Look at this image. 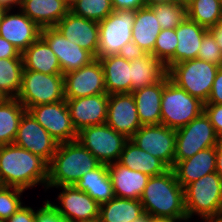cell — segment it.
I'll return each instance as SVG.
<instances>
[{"instance_id": "33", "label": "cell", "mask_w": 222, "mask_h": 222, "mask_svg": "<svg viewBox=\"0 0 222 222\" xmlns=\"http://www.w3.org/2000/svg\"><path fill=\"white\" fill-rule=\"evenodd\" d=\"M25 111L26 108L17 98H4L0 101V146L13 144Z\"/></svg>"}, {"instance_id": "10", "label": "cell", "mask_w": 222, "mask_h": 222, "mask_svg": "<svg viewBox=\"0 0 222 222\" xmlns=\"http://www.w3.org/2000/svg\"><path fill=\"white\" fill-rule=\"evenodd\" d=\"M76 140L89 150L101 164L108 165L118 162L128 139L105 123L81 129L77 132Z\"/></svg>"}, {"instance_id": "17", "label": "cell", "mask_w": 222, "mask_h": 222, "mask_svg": "<svg viewBox=\"0 0 222 222\" xmlns=\"http://www.w3.org/2000/svg\"><path fill=\"white\" fill-rule=\"evenodd\" d=\"M65 100L72 124L77 132L86 127L106 123L109 103L108 94H96Z\"/></svg>"}, {"instance_id": "51", "label": "cell", "mask_w": 222, "mask_h": 222, "mask_svg": "<svg viewBox=\"0 0 222 222\" xmlns=\"http://www.w3.org/2000/svg\"><path fill=\"white\" fill-rule=\"evenodd\" d=\"M21 0H0V4L4 5L7 9H12V6H20Z\"/></svg>"}, {"instance_id": "2", "label": "cell", "mask_w": 222, "mask_h": 222, "mask_svg": "<svg viewBox=\"0 0 222 222\" xmlns=\"http://www.w3.org/2000/svg\"><path fill=\"white\" fill-rule=\"evenodd\" d=\"M144 212L151 217L175 221L187 220L184 188L176 179L173 169L151 176L140 197Z\"/></svg>"}, {"instance_id": "34", "label": "cell", "mask_w": 222, "mask_h": 222, "mask_svg": "<svg viewBox=\"0 0 222 222\" xmlns=\"http://www.w3.org/2000/svg\"><path fill=\"white\" fill-rule=\"evenodd\" d=\"M187 18L209 29L220 23L222 0H187Z\"/></svg>"}, {"instance_id": "29", "label": "cell", "mask_w": 222, "mask_h": 222, "mask_svg": "<svg viewBox=\"0 0 222 222\" xmlns=\"http://www.w3.org/2000/svg\"><path fill=\"white\" fill-rule=\"evenodd\" d=\"M74 186L86 192L100 205L115 197L107 164H100L94 170L82 175Z\"/></svg>"}, {"instance_id": "41", "label": "cell", "mask_w": 222, "mask_h": 222, "mask_svg": "<svg viewBox=\"0 0 222 222\" xmlns=\"http://www.w3.org/2000/svg\"><path fill=\"white\" fill-rule=\"evenodd\" d=\"M204 113L209 118L216 135L222 141V104L205 103Z\"/></svg>"}, {"instance_id": "8", "label": "cell", "mask_w": 222, "mask_h": 222, "mask_svg": "<svg viewBox=\"0 0 222 222\" xmlns=\"http://www.w3.org/2000/svg\"><path fill=\"white\" fill-rule=\"evenodd\" d=\"M221 139L203 112L190 123L176 130L174 165L209 147H217Z\"/></svg>"}, {"instance_id": "32", "label": "cell", "mask_w": 222, "mask_h": 222, "mask_svg": "<svg viewBox=\"0 0 222 222\" xmlns=\"http://www.w3.org/2000/svg\"><path fill=\"white\" fill-rule=\"evenodd\" d=\"M140 200L114 197L100 205V222H131L144 214Z\"/></svg>"}, {"instance_id": "1", "label": "cell", "mask_w": 222, "mask_h": 222, "mask_svg": "<svg viewBox=\"0 0 222 222\" xmlns=\"http://www.w3.org/2000/svg\"><path fill=\"white\" fill-rule=\"evenodd\" d=\"M0 181L3 186H13L24 190L39 183L46 187L48 163L14 143L1 145Z\"/></svg>"}, {"instance_id": "23", "label": "cell", "mask_w": 222, "mask_h": 222, "mask_svg": "<svg viewBox=\"0 0 222 222\" xmlns=\"http://www.w3.org/2000/svg\"><path fill=\"white\" fill-rule=\"evenodd\" d=\"M108 171L116 197L140 200L150 176L131 170L118 162L108 164Z\"/></svg>"}, {"instance_id": "28", "label": "cell", "mask_w": 222, "mask_h": 222, "mask_svg": "<svg viewBox=\"0 0 222 222\" xmlns=\"http://www.w3.org/2000/svg\"><path fill=\"white\" fill-rule=\"evenodd\" d=\"M21 56L24 70L44 74H62L58 58L41 37L24 50Z\"/></svg>"}, {"instance_id": "20", "label": "cell", "mask_w": 222, "mask_h": 222, "mask_svg": "<svg viewBox=\"0 0 222 222\" xmlns=\"http://www.w3.org/2000/svg\"><path fill=\"white\" fill-rule=\"evenodd\" d=\"M9 13L10 9L5 12L0 22V36L22 53L40 37L41 28L21 10L17 14Z\"/></svg>"}, {"instance_id": "50", "label": "cell", "mask_w": 222, "mask_h": 222, "mask_svg": "<svg viewBox=\"0 0 222 222\" xmlns=\"http://www.w3.org/2000/svg\"><path fill=\"white\" fill-rule=\"evenodd\" d=\"M146 6H153L157 4H165L172 2H184L183 0H144Z\"/></svg>"}, {"instance_id": "43", "label": "cell", "mask_w": 222, "mask_h": 222, "mask_svg": "<svg viewBox=\"0 0 222 222\" xmlns=\"http://www.w3.org/2000/svg\"><path fill=\"white\" fill-rule=\"evenodd\" d=\"M147 54V52L136 45L133 41L126 43L118 52V56L130 62L135 58L144 57Z\"/></svg>"}, {"instance_id": "27", "label": "cell", "mask_w": 222, "mask_h": 222, "mask_svg": "<svg viewBox=\"0 0 222 222\" xmlns=\"http://www.w3.org/2000/svg\"><path fill=\"white\" fill-rule=\"evenodd\" d=\"M175 32L178 39L175 50V64L197 58L202 38L208 32V29L186 17L175 28Z\"/></svg>"}, {"instance_id": "53", "label": "cell", "mask_w": 222, "mask_h": 222, "mask_svg": "<svg viewBox=\"0 0 222 222\" xmlns=\"http://www.w3.org/2000/svg\"><path fill=\"white\" fill-rule=\"evenodd\" d=\"M151 216L147 213H144L142 216H140L139 218L131 221V222H149V218Z\"/></svg>"}, {"instance_id": "7", "label": "cell", "mask_w": 222, "mask_h": 222, "mask_svg": "<svg viewBox=\"0 0 222 222\" xmlns=\"http://www.w3.org/2000/svg\"><path fill=\"white\" fill-rule=\"evenodd\" d=\"M16 98L27 111L36 105L65 100L64 76L23 70L22 84Z\"/></svg>"}, {"instance_id": "11", "label": "cell", "mask_w": 222, "mask_h": 222, "mask_svg": "<svg viewBox=\"0 0 222 222\" xmlns=\"http://www.w3.org/2000/svg\"><path fill=\"white\" fill-rule=\"evenodd\" d=\"M130 140L140 149L163 161L170 169L173 168L176 130L162 124L142 125Z\"/></svg>"}, {"instance_id": "19", "label": "cell", "mask_w": 222, "mask_h": 222, "mask_svg": "<svg viewBox=\"0 0 222 222\" xmlns=\"http://www.w3.org/2000/svg\"><path fill=\"white\" fill-rule=\"evenodd\" d=\"M67 40L89 51L95 58L99 44L98 22L69 11L55 26Z\"/></svg>"}, {"instance_id": "57", "label": "cell", "mask_w": 222, "mask_h": 222, "mask_svg": "<svg viewBox=\"0 0 222 222\" xmlns=\"http://www.w3.org/2000/svg\"><path fill=\"white\" fill-rule=\"evenodd\" d=\"M3 99H4V97L0 94V101L3 100Z\"/></svg>"}, {"instance_id": "5", "label": "cell", "mask_w": 222, "mask_h": 222, "mask_svg": "<svg viewBox=\"0 0 222 222\" xmlns=\"http://www.w3.org/2000/svg\"><path fill=\"white\" fill-rule=\"evenodd\" d=\"M219 67L195 58L170 66L167 75L176 86L206 103Z\"/></svg>"}, {"instance_id": "46", "label": "cell", "mask_w": 222, "mask_h": 222, "mask_svg": "<svg viewBox=\"0 0 222 222\" xmlns=\"http://www.w3.org/2000/svg\"><path fill=\"white\" fill-rule=\"evenodd\" d=\"M113 10H135L146 6L144 0H111Z\"/></svg>"}, {"instance_id": "21", "label": "cell", "mask_w": 222, "mask_h": 222, "mask_svg": "<svg viewBox=\"0 0 222 222\" xmlns=\"http://www.w3.org/2000/svg\"><path fill=\"white\" fill-rule=\"evenodd\" d=\"M172 169L184 188L191 182L216 172V147L201 150L192 157L177 162Z\"/></svg>"}, {"instance_id": "13", "label": "cell", "mask_w": 222, "mask_h": 222, "mask_svg": "<svg viewBox=\"0 0 222 222\" xmlns=\"http://www.w3.org/2000/svg\"><path fill=\"white\" fill-rule=\"evenodd\" d=\"M13 143L44 159L48 164L59 145L27 110L20 119Z\"/></svg>"}, {"instance_id": "52", "label": "cell", "mask_w": 222, "mask_h": 222, "mask_svg": "<svg viewBox=\"0 0 222 222\" xmlns=\"http://www.w3.org/2000/svg\"><path fill=\"white\" fill-rule=\"evenodd\" d=\"M149 222H176V221L172 219H167V218L150 217Z\"/></svg>"}, {"instance_id": "56", "label": "cell", "mask_w": 222, "mask_h": 222, "mask_svg": "<svg viewBox=\"0 0 222 222\" xmlns=\"http://www.w3.org/2000/svg\"><path fill=\"white\" fill-rule=\"evenodd\" d=\"M78 0H65V2L67 3V5L69 7H71L74 3H76Z\"/></svg>"}, {"instance_id": "25", "label": "cell", "mask_w": 222, "mask_h": 222, "mask_svg": "<svg viewBox=\"0 0 222 222\" xmlns=\"http://www.w3.org/2000/svg\"><path fill=\"white\" fill-rule=\"evenodd\" d=\"M104 70L107 94L131 93V63L118 55L98 58Z\"/></svg>"}, {"instance_id": "6", "label": "cell", "mask_w": 222, "mask_h": 222, "mask_svg": "<svg viewBox=\"0 0 222 222\" xmlns=\"http://www.w3.org/2000/svg\"><path fill=\"white\" fill-rule=\"evenodd\" d=\"M204 104L169 80L162 92L161 124L174 130L182 128L204 112Z\"/></svg>"}, {"instance_id": "24", "label": "cell", "mask_w": 222, "mask_h": 222, "mask_svg": "<svg viewBox=\"0 0 222 222\" xmlns=\"http://www.w3.org/2000/svg\"><path fill=\"white\" fill-rule=\"evenodd\" d=\"M19 8L41 29L54 27L70 11L65 0H21Z\"/></svg>"}, {"instance_id": "40", "label": "cell", "mask_w": 222, "mask_h": 222, "mask_svg": "<svg viewBox=\"0 0 222 222\" xmlns=\"http://www.w3.org/2000/svg\"><path fill=\"white\" fill-rule=\"evenodd\" d=\"M197 58L222 67V51L209 31L202 38Z\"/></svg>"}, {"instance_id": "55", "label": "cell", "mask_w": 222, "mask_h": 222, "mask_svg": "<svg viewBox=\"0 0 222 222\" xmlns=\"http://www.w3.org/2000/svg\"><path fill=\"white\" fill-rule=\"evenodd\" d=\"M204 221H206V222H222V217H219V218H209V219H206Z\"/></svg>"}, {"instance_id": "16", "label": "cell", "mask_w": 222, "mask_h": 222, "mask_svg": "<svg viewBox=\"0 0 222 222\" xmlns=\"http://www.w3.org/2000/svg\"><path fill=\"white\" fill-rule=\"evenodd\" d=\"M40 37L58 58L63 75L87 65L95 59L89 51L67 40L55 27L42 28Z\"/></svg>"}, {"instance_id": "9", "label": "cell", "mask_w": 222, "mask_h": 222, "mask_svg": "<svg viewBox=\"0 0 222 222\" xmlns=\"http://www.w3.org/2000/svg\"><path fill=\"white\" fill-rule=\"evenodd\" d=\"M135 10H113L98 22L99 44L96 58L118 55L120 49L132 41Z\"/></svg>"}, {"instance_id": "42", "label": "cell", "mask_w": 222, "mask_h": 222, "mask_svg": "<svg viewBox=\"0 0 222 222\" xmlns=\"http://www.w3.org/2000/svg\"><path fill=\"white\" fill-rule=\"evenodd\" d=\"M63 220L64 218L48 201H45L44 206L36 211V222H62Z\"/></svg>"}, {"instance_id": "35", "label": "cell", "mask_w": 222, "mask_h": 222, "mask_svg": "<svg viewBox=\"0 0 222 222\" xmlns=\"http://www.w3.org/2000/svg\"><path fill=\"white\" fill-rule=\"evenodd\" d=\"M23 70L22 58L0 59V94L4 98H16L18 96Z\"/></svg>"}, {"instance_id": "39", "label": "cell", "mask_w": 222, "mask_h": 222, "mask_svg": "<svg viewBox=\"0 0 222 222\" xmlns=\"http://www.w3.org/2000/svg\"><path fill=\"white\" fill-rule=\"evenodd\" d=\"M12 189V191H10ZM24 189L13 186H0V219L8 220L21 206V193Z\"/></svg>"}, {"instance_id": "44", "label": "cell", "mask_w": 222, "mask_h": 222, "mask_svg": "<svg viewBox=\"0 0 222 222\" xmlns=\"http://www.w3.org/2000/svg\"><path fill=\"white\" fill-rule=\"evenodd\" d=\"M206 103L222 104V67L217 70L210 96Z\"/></svg>"}, {"instance_id": "31", "label": "cell", "mask_w": 222, "mask_h": 222, "mask_svg": "<svg viewBox=\"0 0 222 222\" xmlns=\"http://www.w3.org/2000/svg\"><path fill=\"white\" fill-rule=\"evenodd\" d=\"M130 63L131 93L134 90L158 83L167 74L165 65L152 54L135 58Z\"/></svg>"}, {"instance_id": "36", "label": "cell", "mask_w": 222, "mask_h": 222, "mask_svg": "<svg viewBox=\"0 0 222 222\" xmlns=\"http://www.w3.org/2000/svg\"><path fill=\"white\" fill-rule=\"evenodd\" d=\"M162 29H175L187 17L186 2H172L150 6Z\"/></svg>"}, {"instance_id": "47", "label": "cell", "mask_w": 222, "mask_h": 222, "mask_svg": "<svg viewBox=\"0 0 222 222\" xmlns=\"http://www.w3.org/2000/svg\"><path fill=\"white\" fill-rule=\"evenodd\" d=\"M1 58H22V56L13 44L0 36V59Z\"/></svg>"}, {"instance_id": "15", "label": "cell", "mask_w": 222, "mask_h": 222, "mask_svg": "<svg viewBox=\"0 0 222 222\" xmlns=\"http://www.w3.org/2000/svg\"><path fill=\"white\" fill-rule=\"evenodd\" d=\"M60 188L63 189L58 200L62 207L47 201L67 222H91L99 219L100 204L90 195L78 190L74 185Z\"/></svg>"}, {"instance_id": "37", "label": "cell", "mask_w": 222, "mask_h": 222, "mask_svg": "<svg viewBox=\"0 0 222 222\" xmlns=\"http://www.w3.org/2000/svg\"><path fill=\"white\" fill-rule=\"evenodd\" d=\"M177 42L178 39L175 29H162L156 38L151 54L162 62L166 69L175 64Z\"/></svg>"}, {"instance_id": "30", "label": "cell", "mask_w": 222, "mask_h": 222, "mask_svg": "<svg viewBox=\"0 0 222 222\" xmlns=\"http://www.w3.org/2000/svg\"><path fill=\"white\" fill-rule=\"evenodd\" d=\"M161 30L162 28L151 7L144 6L136 11L132 28V41L148 54L153 52L156 38Z\"/></svg>"}, {"instance_id": "4", "label": "cell", "mask_w": 222, "mask_h": 222, "mask_svg": "<svg viewBox=\"0 0 222 222\" xmlns=\"http://www.w3.org/2000/svg\"><path fill=\"white\" fill-rule=\"evenodd\" d=\"M187 220L197 214L203 220L222 217V180L216 172L184 187Z\"/></svg>"}, {"instance_id": "12", "label": "cell", "mask_w": 222, "mask_h": 222, "mask_svg": "<svg viewBox=\"0 0 222 222\" xmlns=\"http://www.w3.org/2000/svg\"><path fill=\"white\" fill-rule=\"evenodd\" d=\"M36 121L59 143L77 139L66 100L40 104L28 110Z\"/></svg>"}, {"instance_id": "3", "label": "cell", "mask_w": 222, "mask_h": 222, "mask_svg": "<svg viewBox=\"0 0 222 222\" xmlns=\"http://www.w3.org/2000/svg\"><path fill=\"white\" fill-rule=\"evenodd\" d=\"M100 164L97 158L77 140L59 143L48 164L46 187L74 185L82 175L94 170Z\"/></svg>"}, {"instance_id": "14", "label": "cell", "mask_w": 222, "mask_h": 222, "mask_svg": "<svg viewBox=\"0 0 222 222\" xmlns=\"http://www.w3.org/2000/svg\"><path fill=\"white\" fill-rule=\"evenodd\" d=\"M63 76L65 99L107 94L104 70L98 58H95L89 64L77 70L70 71Z\"/></svg>"}, {"instance_id": "48", "label": "cell", "mask_w": 222, "mask_h": 222, "mask_svg": "<svg viewBox=\"0 0 222 222\" xmlns=\"http://www.w3.org/2000/svg\"><path fill=\"white\" fill-rule=\"evenodd\" d=\"M208 31L213 35L222 51V25L219 23L216 26L209 28Z\"/></svg>"}, {"instance_id": "22", "label": "cell", "mask_w": 222, "mask_h": 222, "mask_svg": "<svg viewBox=\"0 0 222 222\" xmlns=\"http://www.w3.org/2000/svg\"><path fill=\"white\" fill-rule=\"evenodd\" d=\"M169 80L166 74L158 83L132 91L142 125L161 124L162 92Z\"/></svg>"}, {"instance_id": "38", "label": "cell", "mask_w": 222, "mask_h": 222, "mask_svg": "<svg viewBox=\"0 0 222 222\" xmlns=\"http://www.w3.org/2000/svg\"><path fill=\"white\" fill-rule=\"evenodd\" d=\"M70 11L74 15L99 22L113 12V8L111 0H78L70 7Z\"/></svg>"}, {"instance_id": "45", "label": "cell", "mask_w": 222, "mask_h": 222, "mask_svg": "<svg viewBox=\"0 0 222 222\" xmlns=\"http://www.w3.org/2000/svg\"><path fill=\"white\" fill-rule=\"evenodd\" d=\"M7 221L36 222V212L31 207L22 205Z\"/></svg>"}, {"instance_id": "49", "label": "cell", "mask_w": 222, "mask_h": 222, "mask_svg": "<svg viewBox=\"0 0 222 222\" xmlns=\"http://www.w3.org/2000/svg\"><path fill=\"white\" fill-rule=\"evenodd\" d=\"M216 173L222 180V141L216 147Z\"/></svg>"}, {"instance_id": "26", "label": "cell", "mask_w": 222, "mask_h": 222, "mask_svg": "<svg viewBox=\"0 0 222 222\" xmlns=\"http://www.w3.org/2000/svg\"><path fill=\"white\" fill-rule=\"evenodd\" d=\"M118 163L150 177L163 174L170 169L163 161L140 149L130 139L126 141Z\"/></svg>"}, {"instance_id": "54", "label": "cell", "mask_w": 222, "mask_h": 222, "mask_svg": "<svg viewBox=\"0 0 222 222\" xmlns=\"http://www.w3.org/2000/svg\"><path fill=\"white\" fill-rule=\"evenodd\" d=\"M7 10L8 9L4 5L0 4V22L2 21V18Z\"/></svg>"}, {"instance_id": "18", "label": "cell", "mask_w": 222, "mask_h": 222, "mask_svg": "<svg viewBox=\"0 0 222 222\" xmlns=\"http://www.w3.org/2000/svg\"><path fill=\"white\" fill-rule=\"evenodd\" d=\"M106 124L127 139L142 126L132 93L109 94Z\"/></svg>"}]
</instances>
